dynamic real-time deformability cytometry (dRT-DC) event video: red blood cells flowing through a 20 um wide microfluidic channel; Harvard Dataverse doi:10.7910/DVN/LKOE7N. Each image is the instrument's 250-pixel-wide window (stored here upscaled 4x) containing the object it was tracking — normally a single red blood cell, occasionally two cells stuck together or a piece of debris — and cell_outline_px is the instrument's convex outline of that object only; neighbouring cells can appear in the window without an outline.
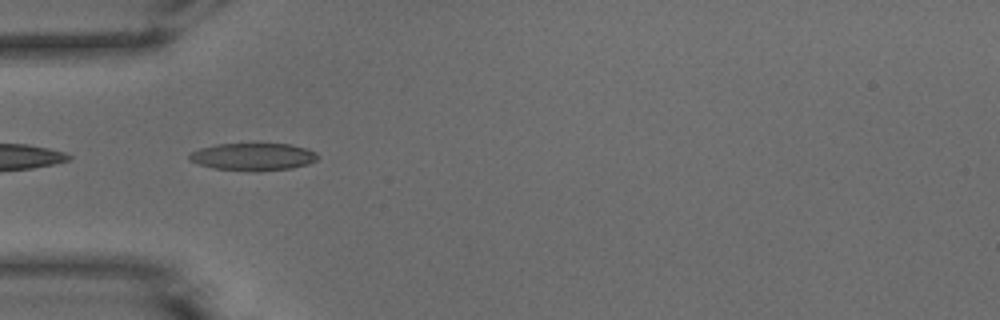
{"species": "common noctule bat (a hibernating species)", "species_latin": "Nyctalus noctula", "temperature_condition": "warm", "stored_images_in_passage": 5, "camera_frame_rate_fps": 3000, "um_per_image_px": 0.085, "animal": {"sex": "male", "body_mass_g": 15.6}, "frame": {"image": 1, "passage_image": 2, "time_ms": 0.333, "image_size_px": [1000, 320], "cell_outline_px": [[320, 156], [316, 160], [308, 164], [292, 168], [260, 172], [252, 172], [212, 168], [196, 164], [188, 160], [188, 156], [192, 152], [200, 148], [216, 144], [292, 144], [308, 148], [316, 152]], "centroid_in_image_um": [21.52, 13.34], "position_along_channel_um": 63.5, "area_um2": 20.98}}